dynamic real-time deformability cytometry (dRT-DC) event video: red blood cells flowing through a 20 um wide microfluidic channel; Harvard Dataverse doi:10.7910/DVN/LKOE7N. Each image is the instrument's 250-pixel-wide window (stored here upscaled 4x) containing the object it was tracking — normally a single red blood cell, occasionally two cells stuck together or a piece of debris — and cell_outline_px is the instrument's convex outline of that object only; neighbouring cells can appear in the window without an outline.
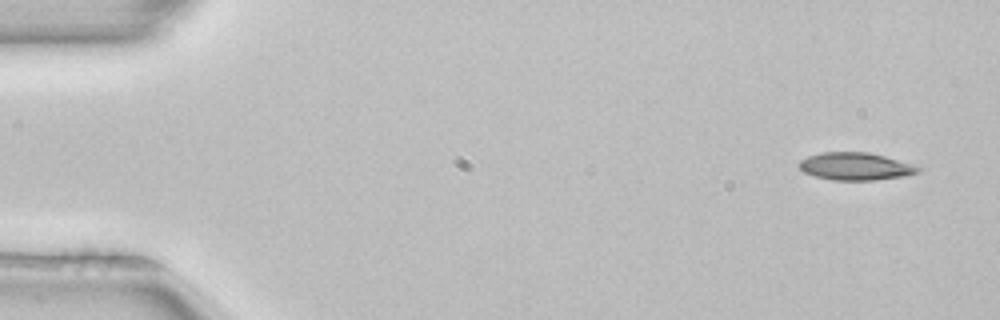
{"species": "common noctule bat (a hibernating species)", "species_latin": "Nyctalus noctula", "temperature_condition": "room temperature", "stored_images_in_passage": 4, "camera_frame_rate_fps": 3000, "um_per_image_px": 0.085, "animal": {"sex": "female", "body_mass_g": 22.7, "forearm_length_mm": 54.2}, "frame": {"image": 1, "passage_image": 1, "time_ms": 0.0, "image_size_px": [1000, 320], "cell_outline_px": [[924, 168], [916, 172], [904, 176], [876, 180], [832, 180], [816, 176], [804, 172], [800, 168], [800, 160], [808, 156], [820, 152], [868, 152], [884, 156]], "centroid_in_image_um": [72.7, 14.14], "position_along_channel_um": 12.3, "area_um2": 18.9}}
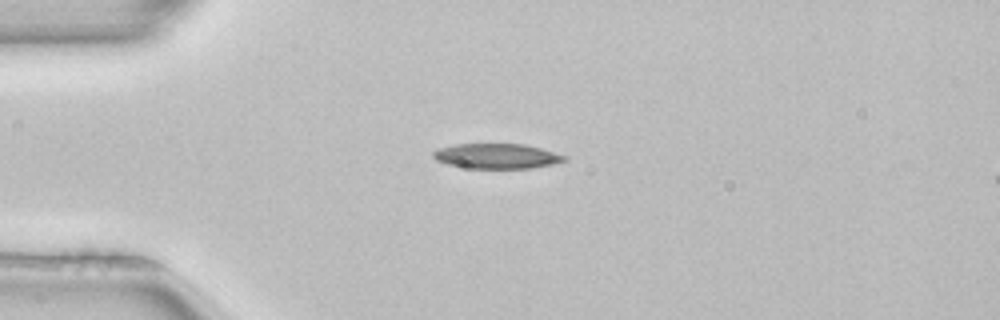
{"frame": {"image": 2, "passage_image": 3, "time_ms": 0.667, "image_size_px": [1000, 320], "cell_outline_px": [[568, 160], [552, 164], [532, 168], [468, 168], [448, 164], [436, 160], [432, 156], [432, 152], [440, 148], [456, 144], [524, 144], [540, 148], [568, 156]], "centroid_in_image_um": [42.25, 13.27], "position_along_channel_um": 42.8, "area_um2": 19.07}}